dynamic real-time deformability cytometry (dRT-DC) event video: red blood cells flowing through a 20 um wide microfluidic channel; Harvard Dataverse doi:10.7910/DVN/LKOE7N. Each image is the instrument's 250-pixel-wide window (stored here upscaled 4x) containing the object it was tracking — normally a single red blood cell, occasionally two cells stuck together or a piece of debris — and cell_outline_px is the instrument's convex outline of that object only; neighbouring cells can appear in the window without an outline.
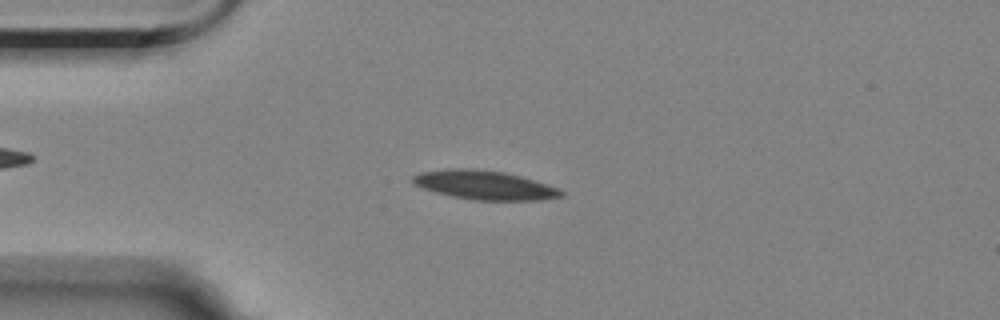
{"species": "Egyptian fruit bat (a non-hibernating species)", "species_latin": "Rousettus aegyptiacus", "temperature_condition": "room temperature", "stored_images_in_passage": 6, "camera_frame_rate_fps": 3000, "um_per_image_px": 0.085, "animal": {"sex": "female"}, "frame": {"image": 1, "passage_image": 2, "time_ms": 1.0, "image_size_px": [1000, 320], "cell_outline_px": [[564, 196], [540, 200], [472, 200], [452, 196], [436, 192], [424, 188], [416, 184], [412, 180], [412, 176], [420, 172], [452, 168], [472, 168], [504, 172], [520, 176], [548, 184], [560, 188], [564, 192]], "centroid_in_image_um": [41.23, 15.73], "position_along_channel_um": 43.8, "area_um2": 25.03}}
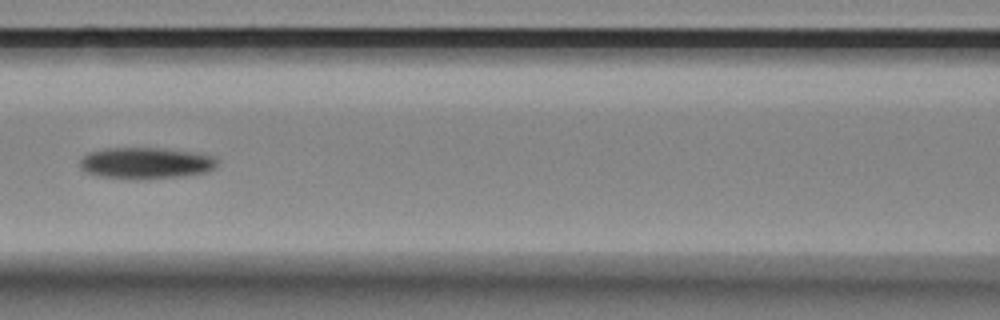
{"frame": {"image": 2, "passage_image": 5, "time_ms": 4.667, "image_size_px": [1000, 320], "cell_outline_px": [[216, 168], [208, 172], [188, 176], [148, 180], [136, 180], [100, 176], [88, 172], [80, 168], [80, 160], [88, 152], [104, 148], [164, 148], [212, 156], [216, 160]], "centroid_in_image_um": [12.39, 13.89], "position_along_channel_um": 154.2, "area_um2": 25.43}}
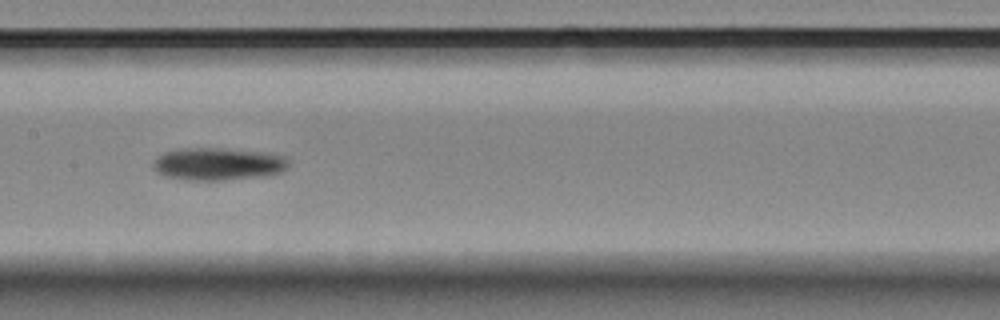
{"frame": {"image": 3, "passage_image": 6, "time_ms": 5.667, "image_size_px": [1000, 320], "cell_outline_px": [[288, 168], [280, 172], [268, 176], [224, 180], [188, 180], [164, 176], [156, 172], [152, 168], [152, 164], [156, 156], [164, 152], [176, 148], [220, 148], [268, 152], [284, 156], [288, 160]], "centroid_in_image_um": [18.51, 13.93], "position_along_channel_um": 188.9, "area_um2": 26.18}}